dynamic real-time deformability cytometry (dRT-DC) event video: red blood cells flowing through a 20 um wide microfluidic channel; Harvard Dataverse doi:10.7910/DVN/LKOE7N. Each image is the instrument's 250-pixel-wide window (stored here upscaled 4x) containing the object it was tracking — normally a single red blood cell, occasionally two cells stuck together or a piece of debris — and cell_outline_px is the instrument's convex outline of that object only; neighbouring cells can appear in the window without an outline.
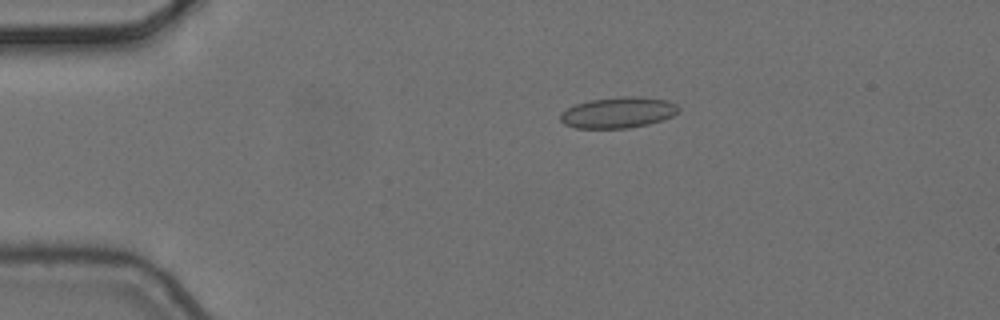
{"species": "common noctule bat (a hibernating species)", "species_latin": "Nyctalus noctula", "temperature_condition": "cold", "stored_images_in_passage": 3, "camera_frame_rate_fps": 3000, "um_per_image_px": 0.085, "animal": {"sex": "female", "body_mass_g": 24.6, "forearm_length_mm": 56.2}, "frame": {"image": 1, "passage_image": 1, "time_ms": 0.0, "image_size_px": [1000, 320], "cell_outline_px": [[680, 112], [672, 116], [648, 124], [628, 128], [576, 128], [564, 124], [560, 120], [560, 116], [568, 108], [576, 104], [588, 100], [624, 96], [640, 96], [668, 100], [676, 104], [680, 108]], "centroid_in_image_um": [52.58, 9.56], "position_along_channel_um": 32.4, "area_um2": 21.33}}
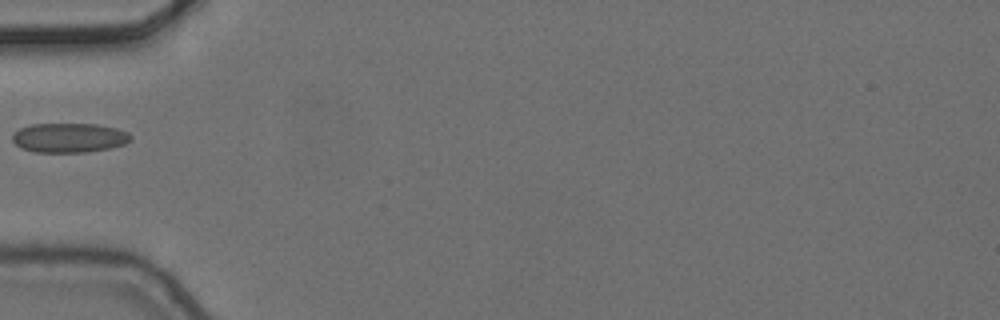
{"frame": {"image": 2, "passage_image": 3, "time_ms": 0.667, "image_size_px": [1000, 320], "cell_outline_px": [[132, 140], [124, 144], [112, 148], [88, 152], [32, 152], [20, 148], [12, 140], [12, 136], [20, 128], [32, 124], [96, 124], [116, 128], [128, 132], [132, 136]], "centroid_in_image_um": [5.9, 11.72], "position_along_channel_um": 79.1, "area_um2": 20.46}}